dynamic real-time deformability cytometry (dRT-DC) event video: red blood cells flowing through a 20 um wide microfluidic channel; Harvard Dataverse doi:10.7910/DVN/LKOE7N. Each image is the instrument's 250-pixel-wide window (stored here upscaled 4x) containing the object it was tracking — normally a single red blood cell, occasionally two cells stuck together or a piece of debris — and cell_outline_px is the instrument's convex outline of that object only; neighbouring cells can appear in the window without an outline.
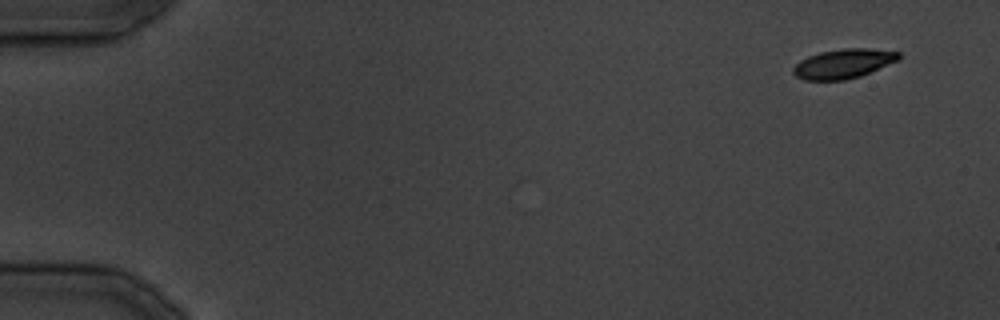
{"species": "common noctule bat (a hibernating species)", "species_latin": "Nyctalus noctula", "temperature_condition": "cold", "stored_images_in_passage": 30, "camera_frame_rate_fps": 3000, "um_per_image_px": 0.085, "animal": {"sex": "male", "body_mass_g": 19.5, "forearm_length_mm": 54.6}, "frame": {"image": 1, "passage_image": 1, "time_ms": 0.0, "image_size_px": [1000, 320], "cell_outline_px": [[900, 60], [860, 76], [844, 80], [804, 80], [796, 76], [792, 72], [792, 68], [800, 60], [808, 56], [820, 52], [844, 48], [868, 48], [900, 52]], "centroid_in_image_um": [71.69, 5.41], "position_along_channel_um": 13.3, "area_um2": 18.15}}
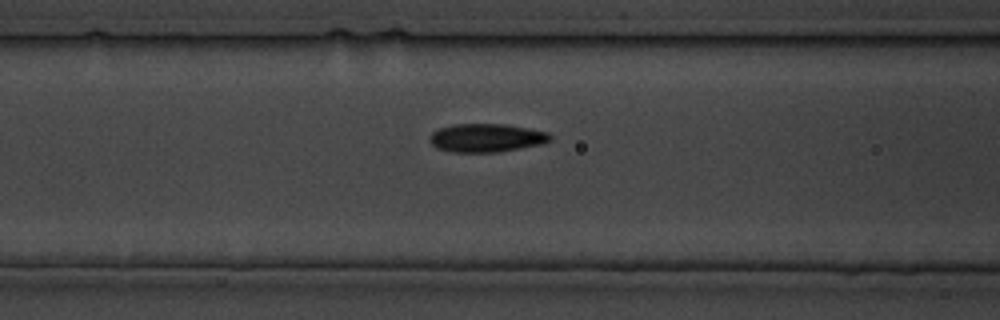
{"frame": {"image": 2, "passage_image": 14, "time_ms": 15.667, "image_size_px": [1000, 320], "cell_outline_px": [[552, 140], [544, 144], [500, 152], [452, 152], [436, 148], [432, 144], [432, 132], [440, 128], [456, 124], [504, 124], [528, 128], [548, 132], [552, 136]], "centroid_in_image_um": [41.41, 11.72], "position_along_channel_um": 125.2, "area_um2": 19.94}}
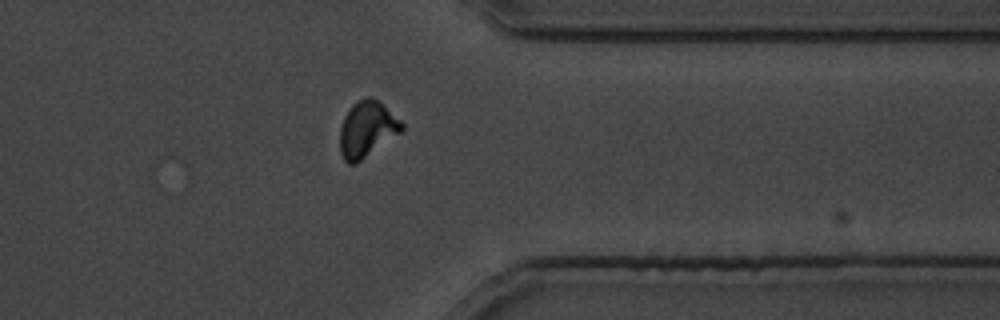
{"frame": {"image": 3, "passage_image": 27, "time_ms": 32.333, "image_size_px": [1000, 320], "cell_outline_px": [[404, 128], [400, 132], [356, 164], [348, 164], [344, 160], [340, 152], [340, 128], [344, 116], [352, 104], [368, 96], [372, 96], [400, 120], [404, 124]], "centroid_in_image_um": [31.16, 10.99], "position_along_channel_um": 380.2, "area_um2": 19.88}}